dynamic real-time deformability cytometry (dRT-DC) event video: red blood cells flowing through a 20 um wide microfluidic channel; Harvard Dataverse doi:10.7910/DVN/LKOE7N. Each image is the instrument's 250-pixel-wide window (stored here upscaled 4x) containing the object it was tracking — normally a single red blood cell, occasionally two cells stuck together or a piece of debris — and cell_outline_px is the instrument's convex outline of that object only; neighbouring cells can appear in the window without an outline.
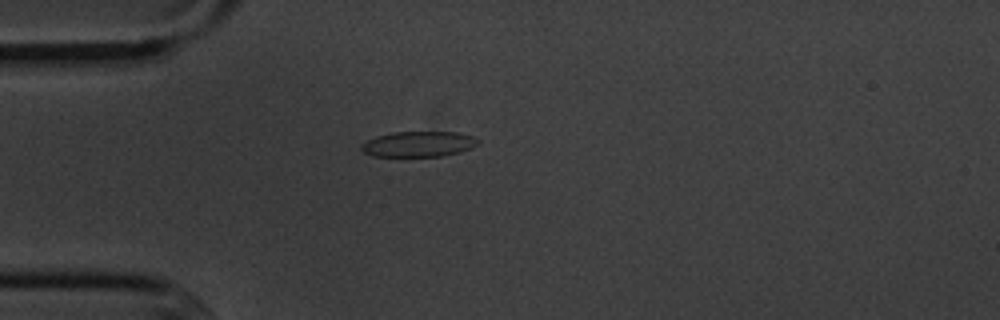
{"species": "common noctule bat (a hibernating species)", "species_latin": "Nyctalus noctula", "temperature_condition": "cold", "stored_images_in_passage": 3, "camera_frame_rate_fps": 3000, "um_per_image_px": 0.085, "animal": {"sex": "male", "body_mass_g": 20.1, "forearm_length_mm": 53.5}, "frame": {"image": 1, "passage_image": 3, "time_ms": 2.333, "image_size_px": [1000, 320], "cell_outline_px": [[480, 140], [476, 144], [460, 152], [440, 156], [372, 156], [364, 152], [360, 148], [360, 144], [376, 136], [392, 132], [460, 132], [472, 136]], "centroid_in_image_um": [35.54, 12.24], "position_along_channel_um": 49.5, "area_um2": 17.22}}